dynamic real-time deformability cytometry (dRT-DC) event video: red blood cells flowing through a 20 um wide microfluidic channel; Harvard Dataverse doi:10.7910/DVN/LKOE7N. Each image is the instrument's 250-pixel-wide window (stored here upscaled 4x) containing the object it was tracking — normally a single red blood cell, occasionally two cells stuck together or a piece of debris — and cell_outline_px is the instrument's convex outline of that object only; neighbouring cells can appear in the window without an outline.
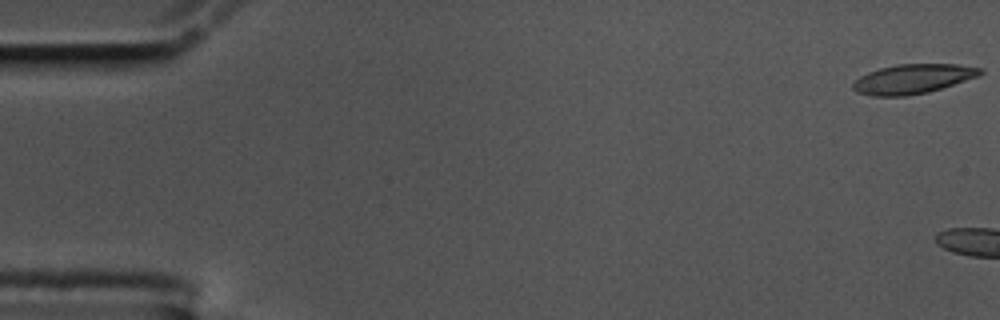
{"species": "common noctule bat (a hibernating species)", "species_latin": "Nyctalus noctula", "temperature_condition": "cold", "stored_images_in_passage": 5, "camera_frame_rate_fps": 3000, "um_per_image_px": 0.085, "animal": {"sex": "male", "body_mass_g": 17.5, "forearm_length_mm": 52.3}, "frame": {"image": 1, "passage_image": 1, "time_ms": 0.0, "image_size_px": [1000, 320], "cell_outline_px": [[984, 72], [980, 76], [928, 92], [904, 96], [872, 96], [856, 92], [852, 88], [852, 84], [860, 76], [868, 72], [880, 68], [896, 64], [956, 64], [984, 68]], "centroid_in_image_um": [77.61, 6.7], "position_along_channel_um": 7.4, "area_um2": 21.96}}